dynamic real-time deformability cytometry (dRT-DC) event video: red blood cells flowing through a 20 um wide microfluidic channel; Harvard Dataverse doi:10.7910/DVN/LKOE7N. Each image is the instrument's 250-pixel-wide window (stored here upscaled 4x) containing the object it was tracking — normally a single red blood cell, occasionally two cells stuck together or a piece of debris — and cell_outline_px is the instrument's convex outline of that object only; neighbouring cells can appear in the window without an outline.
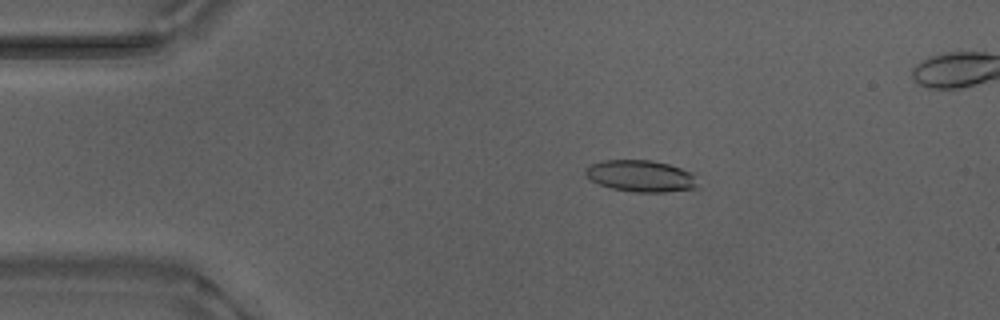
{"species": "Egyptian fruit bat (a non-hibernating species)", "species_latin": "Rousettus aegyptiacus", "temperature_condition": "warm", "stored_images_in_passage": 50, "camera_frame_rate_fps": 3000, "um_per_image_px": 0.085, "animal": {"sex": "male"}, "frame": {"image": 1, "passage_image": 9, "time_ms": 2.667, "image_size_px": [1000, 320], "cell_outline_px": [[700, 188], [664, 192], [632, 192], [612, 188], [600, 184], [592, 180], [584, 172], [592, 164], [604, 160], [652, 160], [668, 164], [692, 172], [696, 176]], "centroid_in_image_um": [54.55, 14.97], "position_along_channel_um": 30.5, "area_um2": 20.69}}
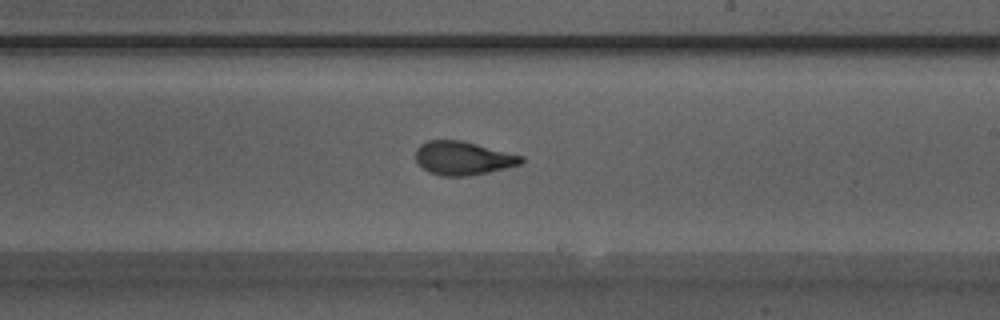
{"frame": {"image": 2, "passage_image": 30, "time_ms": 9.667, "image_size_px": [1000, 320], "cell_outline_px": [[524, 160], [520, 164], [488, 172], [468, 176], [440, 176], [428, 172], [416, 160], [416, 148], [420, 144], [428, 140], [460, 140], [524, 156]], "centroid_in_image_um": [39.33, 13.44], "position_along_channel_um": 249.7, "area_um2": 20.52}}
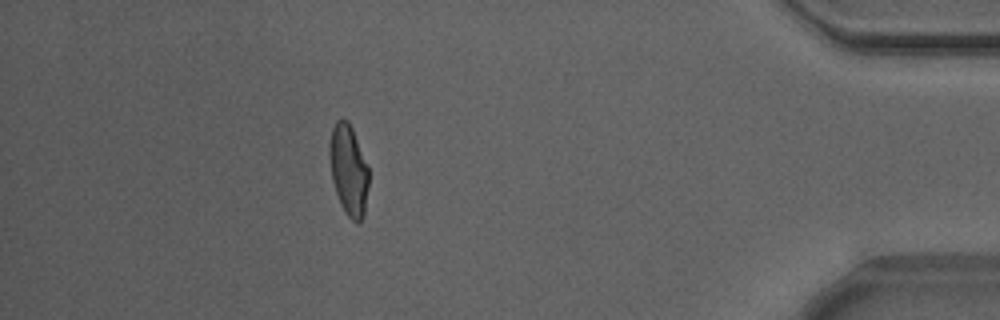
{"frame": {"image": 3, "passage_image": 46, "time_ms": 15.0, "image_size_px": [1000, 320], "cell_outline_px": [[368, 184], [364, 216], [360, 220], [352, 220], [344, 212], [340, 204], [332, 180], [328, 152], [328, 148], [332, 128], [336, 120], [340, 116], [348, 120], [352, 128], [368, 168]], "centroid_in_image_um": [29.6, 14.41], "position_along_channel_um": 405.6, "area_um2": 20.69}}